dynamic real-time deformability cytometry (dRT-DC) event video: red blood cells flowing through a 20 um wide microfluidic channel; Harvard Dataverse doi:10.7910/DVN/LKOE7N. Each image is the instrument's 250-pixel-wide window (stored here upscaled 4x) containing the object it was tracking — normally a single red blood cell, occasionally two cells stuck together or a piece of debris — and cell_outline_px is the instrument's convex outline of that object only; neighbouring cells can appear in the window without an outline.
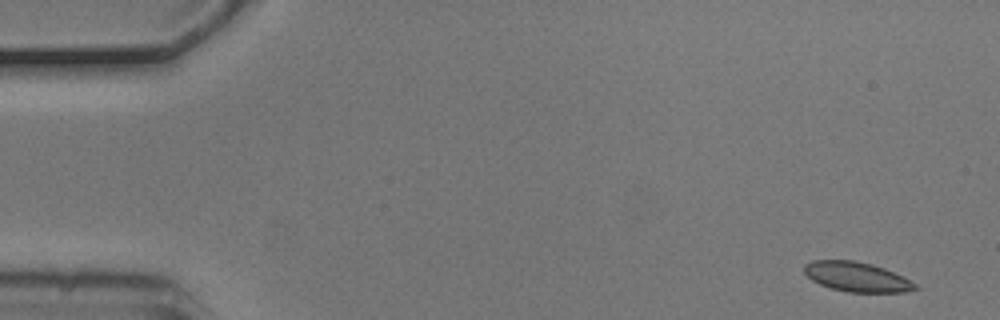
{"species": "common noctule bat (a hibernating species)", "species_latin": "Nyctalus noctula", "temperature_condition": "cold", "stored_images_in_passage": 7, "camera_frame_rate_fps": 3000, "um_per_image_px": 0.085, "animal": {"sex": "male", "body_mass_g": 20.5, "forearm_length_mm": 52.5}, "frame": {"image": 1, "passage_image": 1, "time_ms": 0.0, "image_size_px": [1000, 320], "cell_outline_px": [[920, 288], [904, 292], [848, 292], [832, 288], [820, 284], [812, 280], [804, 272], [804, 264], [812, 260], [852, 260], [872, 264], [884, 268], [916, 284]], "centroid_in_image_um": [72.79, 23.53], "position_along_channel_um": 12.2, "area_um2": 18.96}}
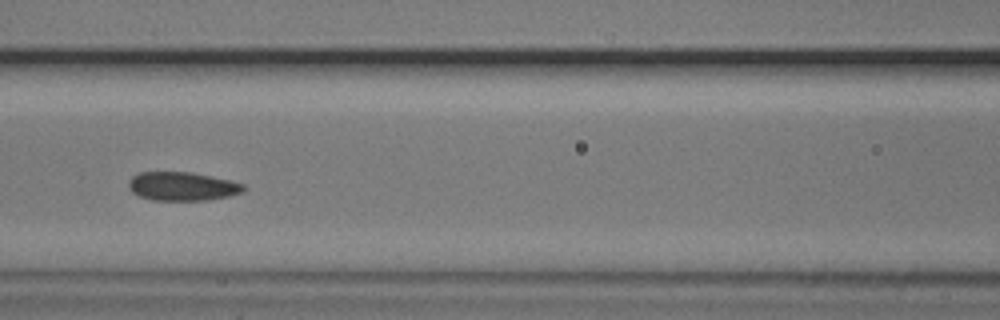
{"frame": {"image": 2, "passage_image": 7, "time_ms": 2.0, "image_size_px": [1000, 320], "cell_outline_px": [[244, 192], [228, 196], [208, 200], [152, 200], [140, 196], [132, 192], [128, 188], [128, 180], [132, 176], [140, 172], [192, 172], [232, 180], [244, 184]], "centroid_in_image_um": [15.49, 15.83], "position_along_channel_um": 151.1, "area_um2": 19.36}}